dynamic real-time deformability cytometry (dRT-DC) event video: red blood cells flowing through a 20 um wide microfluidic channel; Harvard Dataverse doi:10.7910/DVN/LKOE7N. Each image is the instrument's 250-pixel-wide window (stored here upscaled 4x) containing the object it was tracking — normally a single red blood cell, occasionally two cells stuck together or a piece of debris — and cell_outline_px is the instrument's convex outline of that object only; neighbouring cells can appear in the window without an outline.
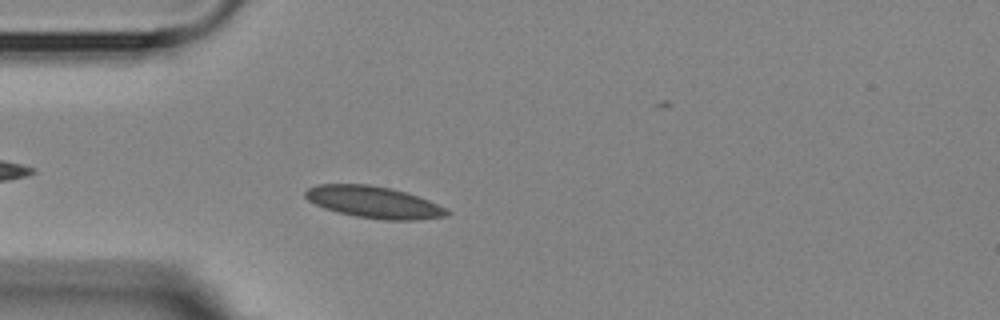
{"species": "Egyptian fruit bat (a non-hibernating species)", "species_latin": "Rousettus aegyptiacus", "temperature_condition": "room temperature", "stored_images_in_passage": 2, "camera_frame_rate_fps": 3000, "um_per_image_px": 0.085, "animal": {"sex": "female"}, "frame": {"image": 1, "passage_image": 1, "time_ms": 0.0, "image_size_px": [1000, 320], "cell_outline_px": [[452, 212], [448, 216], [420, 220], [384, 220], [356, 216], [336, 212], [324, 208], [308, 200], [304, 196], [304, 192], [308, 188], [316, 184], [368, 184], [392, 188], [428, 200], [448, 208]], "centroid_in_image_um": [31.8, 17.19], "position_along_channel_um": 53.2, "area_um2": 26.41}}